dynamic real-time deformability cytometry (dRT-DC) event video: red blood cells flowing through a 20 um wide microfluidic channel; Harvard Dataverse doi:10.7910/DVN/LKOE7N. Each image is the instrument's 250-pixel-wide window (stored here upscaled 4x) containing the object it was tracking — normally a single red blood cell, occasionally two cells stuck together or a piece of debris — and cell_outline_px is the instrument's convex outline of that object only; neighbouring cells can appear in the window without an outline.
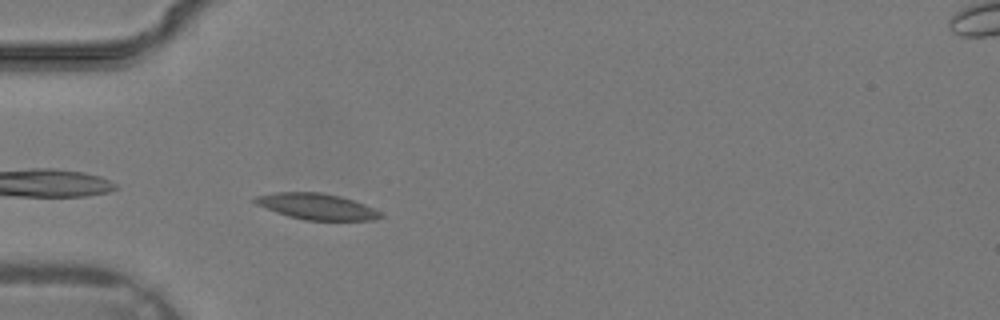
{"species": "common noctule bat (a hibernating species)", "species_latin": "Nyctalus noctula", "temperature_condition": "warm", "stored_images_in_passage": 26, "camera_frame_rate_fps": 3000, "um_per_image_px": 0.085, "animal": {"sex": "male", "body_mass_g": 19.2, "forearm_length_mm": 51.8}, "frame": {"image": 1, "passage_image": 1, "time_ms": 0.0, "image_size_px": [1000, 320], "cell_outline_px": [[384, 216], [372, 220], [304, 220], [288, 216], [276, 212], [256, 204], [252, 200], [252, 196], [276, 192], [320, 192], [340, 196], [364, 204], [380, 212]], "centroid_in_image_um": [26.87, 17.54], "position_along_channel_um": 58.1, "area_um2": 19.02}}
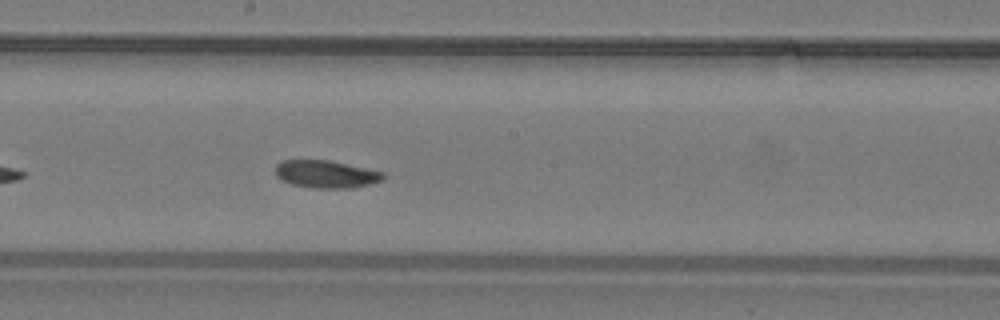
{"frame": {"image": 2, "passage_image": 10, "time_ms": 3.0, "image_size_px": [1000, 320], "cell_outline_px": [[388, 176], [384, 180], [352, 188], [312, 188], [292, 184], [276, 176], [276, 164], [280, 160], [328, 160], [384, 172]], "centroid_in_image_um": [27.74, 14.8], "position_along_channel_um": 220.5, "area_um2": 17.34}}
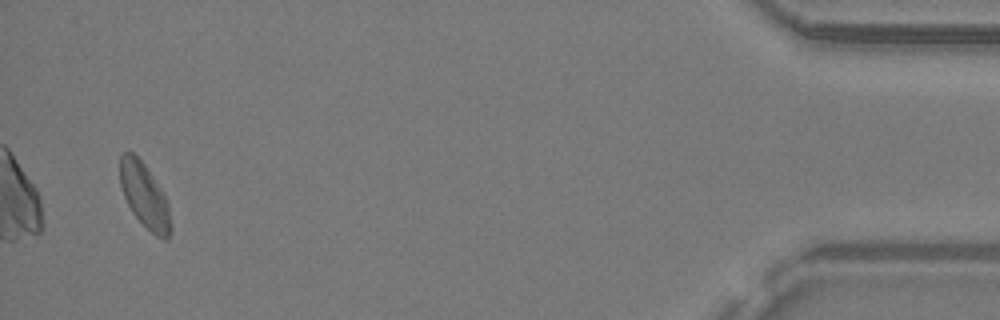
{"frame": {"image": 3, "passage_image": 25, "time_ms": 8.0, "image_size_px": [1000, 320], "cell_outline_px": [[172, 232], [168, 240], [164, 240], [156, 236], [132, 212], [124, 196], [120, 184], [120, 152], [132, 152], [144, 164], [164, 192], [168, 204], [172, 224]], "centroid_in_image_um": [12.32, 16.65], "position_along_channel_um": 422.9, "area_um2": 19.13}}